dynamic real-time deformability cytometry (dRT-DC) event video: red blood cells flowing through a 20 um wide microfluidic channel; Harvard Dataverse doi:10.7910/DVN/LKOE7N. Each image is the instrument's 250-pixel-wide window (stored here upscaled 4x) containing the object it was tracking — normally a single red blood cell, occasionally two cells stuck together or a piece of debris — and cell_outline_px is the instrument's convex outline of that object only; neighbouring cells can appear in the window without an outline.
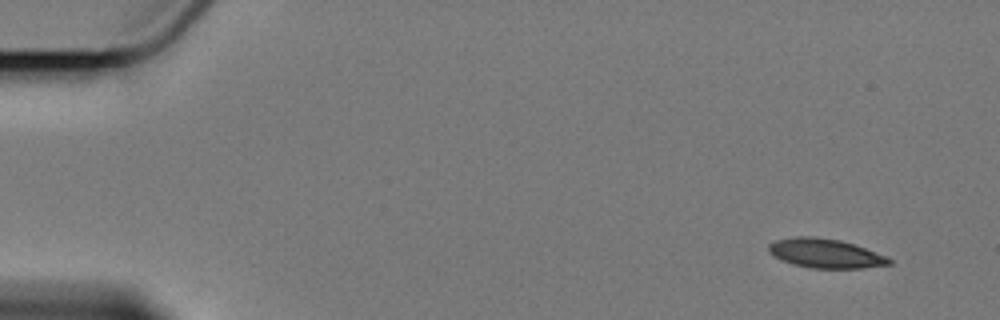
{"species": "Egyptian fruit bat (a non-hibernating species)", "species_latin": "Rousettus aegyptiacus", "temperature_condition": "cold", "stored_images_in_passage": 6, "camera_frame_rate_fps": 3000, "um_per_image_px": 0.085, "animal": {"sex": "female"}, "frame": {"image": 1, "passage_image": 1, "time_ms": 0.0, "image_size_px": [1000, 320], "cell_outline_px": [[892, 264], [864, 268], [812, 268], [792, 264], [776, 256], [768, 248], [768, 244], [776, 240], [796, 236], [816, 236], [840, 240], [864, 248], [884, 256], [892, 260]], "centroid_in_image_um": [70.16, 21.53], "position_along_channel_um": 14.8, "area_um2": 20.17}}
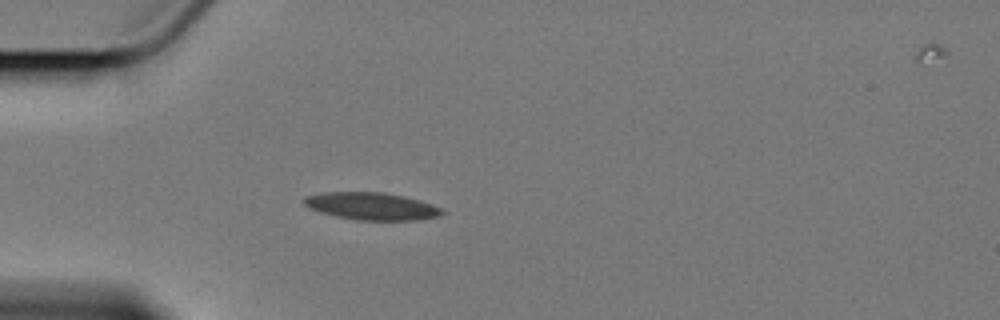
{"frame": {"image": 2, "passage_image": 4, "time_ms": 4.333, "image_size_px": [1000, 320], "cell_outline_px": [[444, 212], [440, 216], [416, 220], [356, 220], [336, 216], [320, 212], [308, 208], [300, 200], [304, 196], [324, 192], [384, 192], [404, 196], [432, 204], [440, 208]], "centroid_in_image_um": [31.53, 17.52], "position_along_channel_um": 53.5, "area_um2": 22.14}}